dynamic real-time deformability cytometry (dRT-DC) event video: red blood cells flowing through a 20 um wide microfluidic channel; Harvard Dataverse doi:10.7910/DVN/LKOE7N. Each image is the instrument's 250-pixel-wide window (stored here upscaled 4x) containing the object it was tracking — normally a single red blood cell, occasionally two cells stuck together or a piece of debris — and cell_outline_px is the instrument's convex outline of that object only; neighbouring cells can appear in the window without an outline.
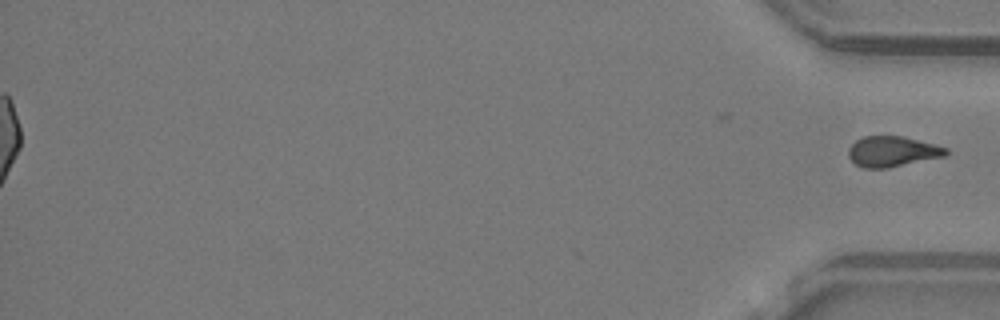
{"species": "common noctule bat (a hibernating species)", "species_latin": "Nyctalus noctula", "temperature_condition": "warm", "stored_images_in_passage": 51, "segment_of_instrument_passage": [2, 2], "camera_frame_rate_fps": 3000, "um_per_image_px": 0.085, "animal": {"sex": "male", "body_mass_g": 19.2, "forearm_length_mm": 51.8}, "frame": {"image": 1, "passage_image": 51, "time_ms": 16.667, "image_size_px": [1000, 320], "cell_outline_px": [[948, 152], [944, 156], [888, 168], [864, 168], [856, 164], [848, 156], [848, 148], [856, 140], [864, 136], [900, 136], [948, 148]], "centroid_in_image_um": [75.81, 12.88], "position_along_channel_um": 359.4, "area_um2": 17.05}}